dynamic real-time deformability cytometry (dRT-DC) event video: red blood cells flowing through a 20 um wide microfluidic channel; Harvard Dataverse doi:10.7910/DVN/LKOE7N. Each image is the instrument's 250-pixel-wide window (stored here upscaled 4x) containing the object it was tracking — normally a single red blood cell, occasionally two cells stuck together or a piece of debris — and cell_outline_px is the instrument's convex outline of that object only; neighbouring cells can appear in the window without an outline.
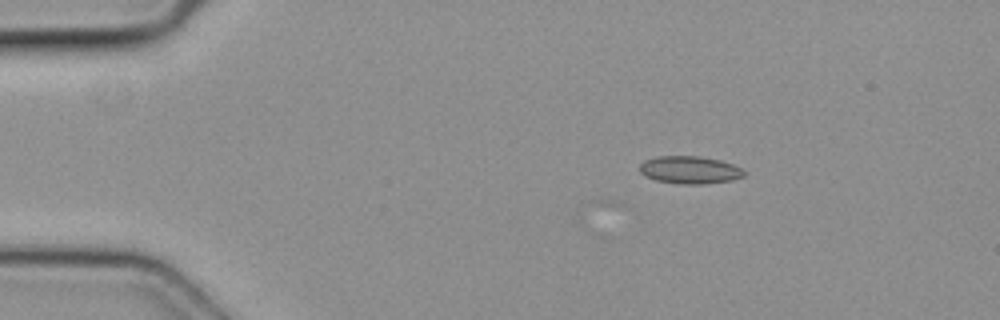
{"species": "common noctule bat (a hibernating species)", "species_latin": "Nyctalus noctula", "temperature_condition": "cold", "stored_images_in_passage": 3, "camera_frame_rate_fps": 3000, "um_per_image_px": 0.085, "animal": {"sex": "female", "body_mass_g": 19.3, "forearm_length_mm": 54.1}, "frame": {"image": 1, "passage_image": 1, "time_ms": 0.0, "image_size_px": [1000, 320], "cell_outline_px": [[744, 176], [732, 180], [704, 184], [680, 184], [656, 180], [644, 176], [640, 172], [640, 164], [644, 160], [656, 156], [700, 156], [720, 160], [732, 164], [740, 168], [744, 172]], "centroid_in_image_um": [58.6, 14.44], "position_along_channel_um": 26.4, "area_um2": 16.82}}
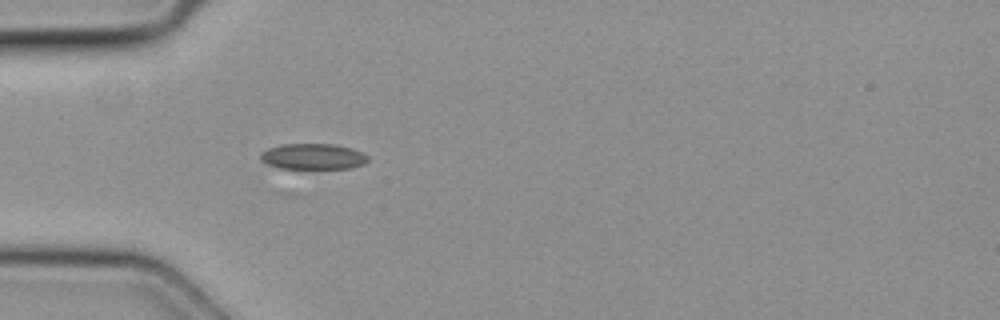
{"frame": {"image": 2, "passage_image": 3, "time_ms": 0.667, "image_size_px": [1000, 320], "cell_outline_px": [[368, 160], [364, 164], [348, 168], [280, 168], [268, 164], [260, 160], [260, 152], [268, 148], [280, 144], [336, 144], [352, 148], [368, 156]], "centroid_in_image_um": [26.58, 13.29], "position_along_channel_um": 58.4, "area_um2": 16.13}}